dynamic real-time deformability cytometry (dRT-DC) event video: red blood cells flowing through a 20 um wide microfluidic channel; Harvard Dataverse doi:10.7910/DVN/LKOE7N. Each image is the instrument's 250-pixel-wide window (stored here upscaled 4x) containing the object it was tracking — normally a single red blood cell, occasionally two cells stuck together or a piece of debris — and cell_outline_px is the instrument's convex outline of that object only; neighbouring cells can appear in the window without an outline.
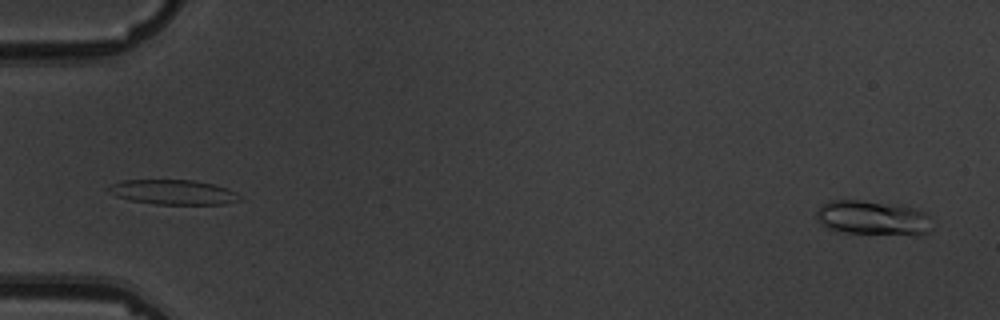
{"species": "common noctule bat (a hibernating species)", "species_latin": "Nyctalus noctula", "temperature_condition": "warm", "stored_images_in_passage": 6, "camera_frame_rate_fps": 3000, "um_per_image_px": 0.085, "animal": {"sex": "male", "body_mass_g": 19.5, "forearm_length_mm": 54.6}, "frame": {"image": 1, "passage_image": 6, "time_ms": 5.667, "image_size_px": [1000, 320], "cell_outline_px": [[932, 228], [928, 232], [920, 236], [916, 236], [840, 232], [828, 228], [816, 216], [816, 212], [828, 200], [860, 200], [900, 204], [924, 212], [928, 216]], "centroid_in_image_um": [74.25, 18.53], "position_along_channel_um": 10.8, "area_um2": 23.52}}